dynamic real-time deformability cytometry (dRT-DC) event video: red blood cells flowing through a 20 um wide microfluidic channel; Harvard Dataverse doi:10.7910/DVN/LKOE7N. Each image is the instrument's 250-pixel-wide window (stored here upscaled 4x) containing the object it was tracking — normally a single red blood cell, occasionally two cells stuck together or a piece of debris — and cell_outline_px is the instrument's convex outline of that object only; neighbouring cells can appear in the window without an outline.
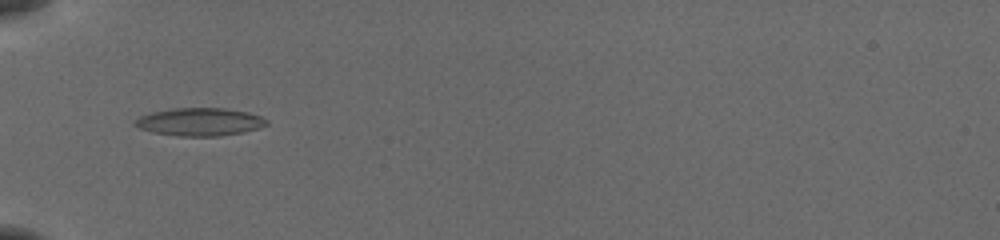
{"species": "common noctule bat (a hibernating species)", "species_latin": "Nyctalus noctula", "temperature_condition": "cold", "stored_images_in_passage": 10, "camera_frame_rate_fps": 3000, "um_per_image_px": 0.085, "animal": {"sex": "female", "body_mass_g": 19.5, "forearm_length_mm": 54.1}, "frame": {"image": 1, "passage_image": 4, "time_ms": 1.0, "image_size_px": [1000, 240], "cell_outline_px": [[268, 124], [260, 128], [220, 136], [180, 136], [152, 132], [140, 128], [132, 124], [140, 116], [152, 112], [172, 108], [224, 108], [248, 112], [260, 116], [268, 120]], "centroid_in_image_um": [16.98, 10.35], "position_along_channel_um": 68.0, "area_um2": 21.33}}
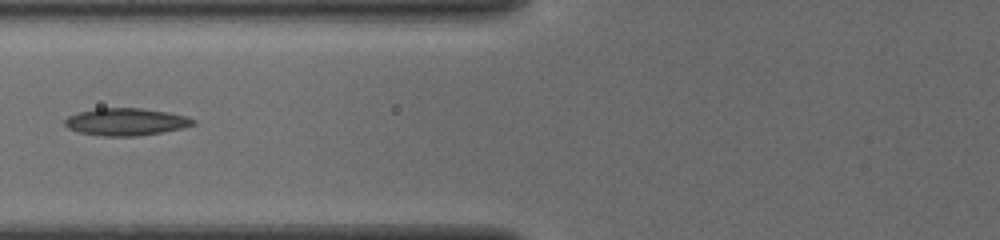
{"frame": {"image": 2, "passage_image": 6, "time_ms": 1.667, "image_size_px": [1000, 240], "cell_outline_px": [[196, 124], [180, 128], [160, 132], [136, 136], [104, 136], [80, 132], [68, 128], [64, 124], [64, 120], [68, 116], [76, 112], [96, 108], [140, 108], [164, 112], [184, 116], [196, 120]], "centroid_in_image_um": [10.64, 10.35], "position_along_channel_um": 115.2, "area_um2": 20.17}}
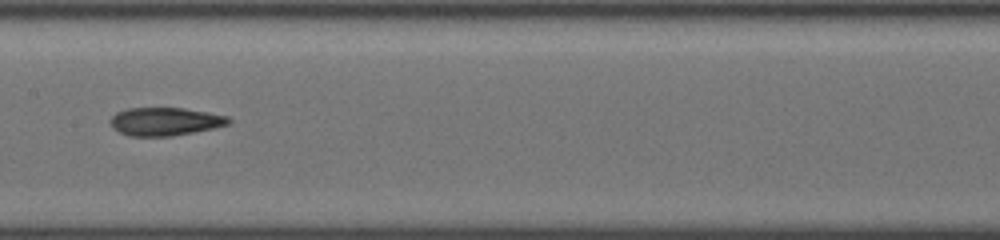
{"frame": {"image": 3, "passage_image": 9, "time_ms": 2.667, "image_size_px": [1000, 240], "cell_outline_px": [[232, 120], [228, 124], [212, 128], [172, 136], [128, 136], [112, 128], [108, 120], [116, 112], [128, 108], [184, 108], [228, 116]], "centroid_in_image_um": [13.98, 10.32], "position_along_channel_um": 193.4, "area_um2": 19.36}}